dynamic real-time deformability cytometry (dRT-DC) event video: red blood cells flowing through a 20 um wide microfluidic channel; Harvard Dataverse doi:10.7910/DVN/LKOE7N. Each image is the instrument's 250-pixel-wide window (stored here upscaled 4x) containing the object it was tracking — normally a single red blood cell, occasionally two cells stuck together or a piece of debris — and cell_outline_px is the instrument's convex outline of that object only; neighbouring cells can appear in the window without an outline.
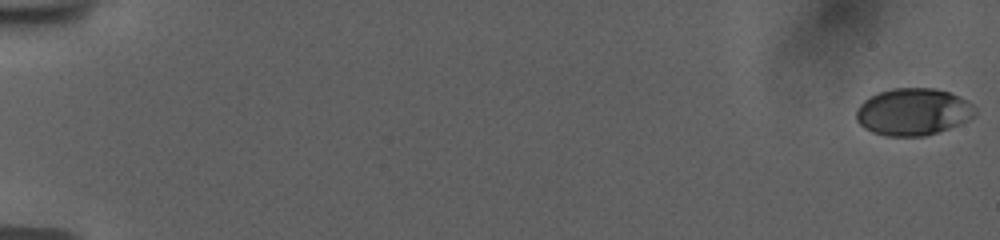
{"species": "human", "species_latin": "Homo sapiens", "temperature_condition": "room temperature", "stored_images_in_passage": 55, "camera_frame_rate_fps": 3000, "um_per_image_px": 0.085, "donor": {"sex": "female"}, "frame": {"image": 1, "passage_image": 1, "time_ms": 0.0, "image_size_px": [1000, 240], "cell_outline_px": [[976, 116], [968, 120], [948, 128], [924, 136], [884, 136], [872, 132], [864, 128], [856, 120], [856, 112], [860, 104], [864, 100], [880, 92], [892, 88], [936, 88], [948, 92], [968, 100], [976, 108]], "centroid_in_image_um": [77.62, 9.5], "position_along_channel_um": 7.4, "area_um2": 32.6}}
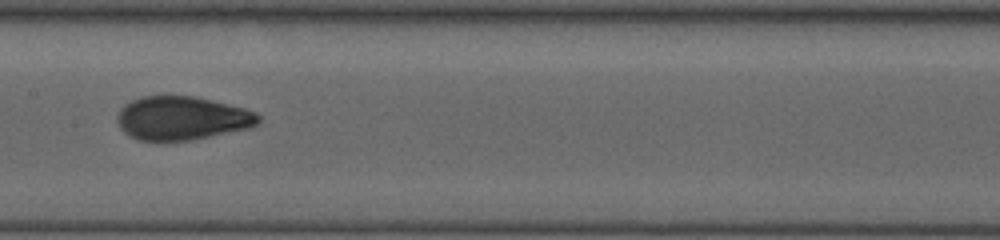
{"frame": {"image": 2, "passage_image": 31, "time_ms": 10.0, "image_size_px": [1000, 240], "cell_outline_px": [[260, 120], [256, 124], [248, 128], [192, 140], [136, 140], [124, 132], [120, 128], [116, 120], [116, 116], [120, 108], [124, 104], [132, 100], [144, 96], [196, 96], [244, 108], [256, 112], [260, 116]], "centroid_in_image_um": [15.43, 10.04], "position_along_channel_um": 192.0, "area_um2": 35.84}}
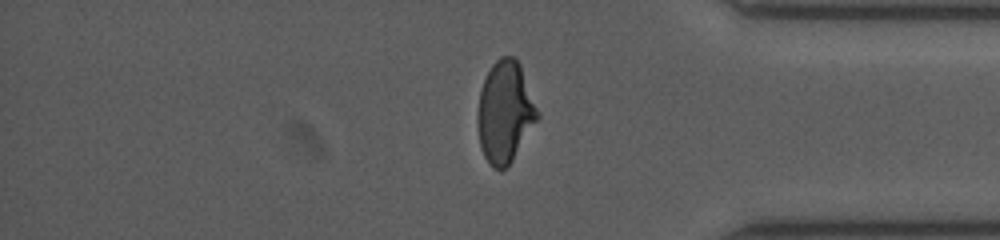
{"frame": {"image": 3, "passage_image": 48, "time_ms": 15.667, "image_size_px": [1000, 240], "cell_outline_px": [[540, 116], [512, 160], [500, 172], [492, 168], [484, 156], [480, 144], [476, 124], [480, 88], [492, 64], [500, 56], [512, 56], [520, 64], [540, 112]], "centroid_in_image_um": [42.92, 9.52], "position_along_channel_um": 392.3, "area_um2": 35.55}}